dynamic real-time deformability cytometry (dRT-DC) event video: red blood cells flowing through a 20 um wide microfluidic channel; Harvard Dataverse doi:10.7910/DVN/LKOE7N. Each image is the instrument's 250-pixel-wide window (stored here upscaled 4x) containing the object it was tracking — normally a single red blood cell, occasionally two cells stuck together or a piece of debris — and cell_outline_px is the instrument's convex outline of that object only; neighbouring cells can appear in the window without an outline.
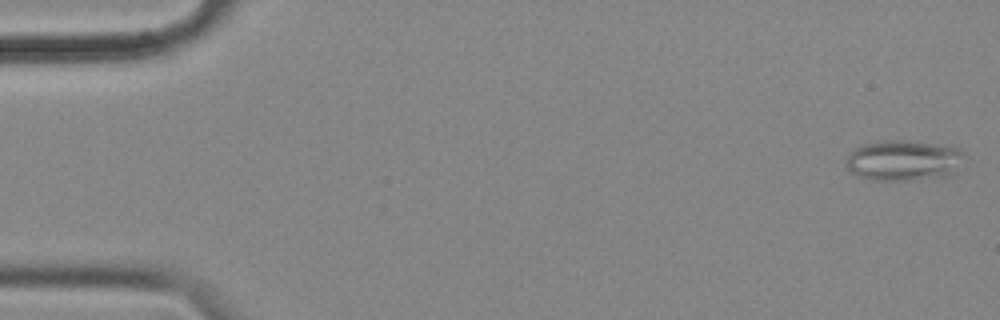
{"species": "common noctule bat (a hibernating species)", "species_latin": "Nyctalus noctula", "temperature_condition": "cold", "stored_images_in_passage": 56, "camera_frame_rate_fps": 3000, "um_per_image_px": 0.085, "animal": {"sex": "female", "body_mass_g": 18.4}, "frame": {"image": 1, "passage_image": 2, "time_ms": 0.333, "image_size_px": [1000, 320], "cell_outline_px": [[968, 156], [956, 172], [948, 176], [908, 180], [872, 180], [856, 176], [844, 164], [844, 160], [848, 152], [864, 144], [880, 140], [900, 140], [952, 144], [960, 148]], "centroid_in_image_um": [76.87, 13.61], "position_along_channel_um": 8.1, "area_um2": 29.02}}
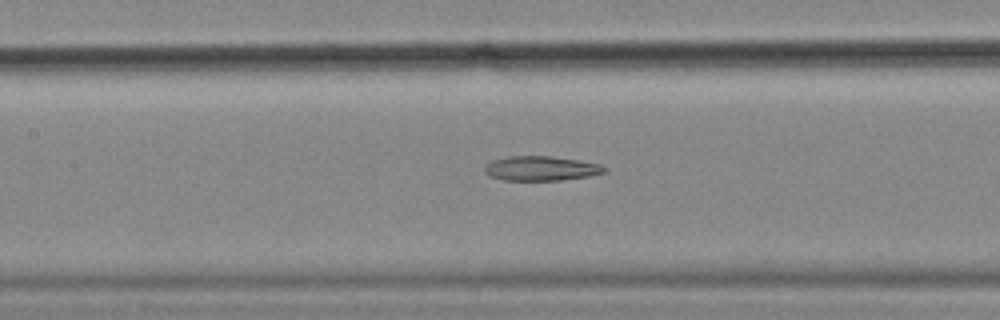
{"frame": {"image": 2, "passage_image": 26, "time_ms": 8.333, "image_size_px": [1000, 320], "cell_outline_px": [[608, 172], [588, 176], [560, 180], [504, 180], [488, 176], [484, 172], [484, 168], [492, 160], [508, 156], [548, 156], [576, 160], [600, 164], [608, 168]], "centroid_in_image_um": [45.99, 14.32], "position_along_channel_um": 161.4, "area_um2": 17.11}}
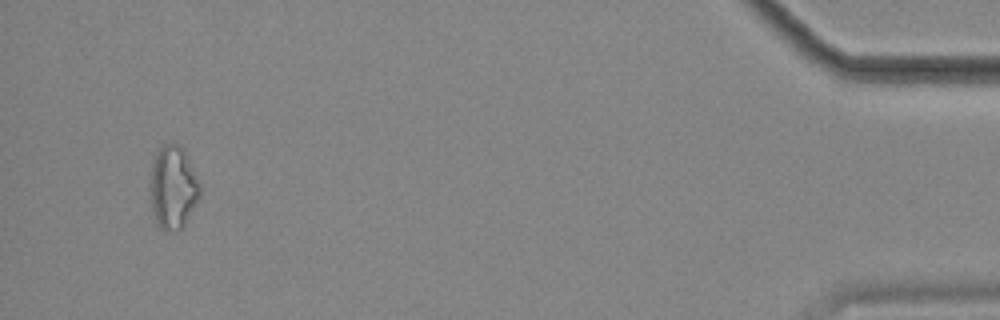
{"frame": {"image": 3, "passage_image": 54, "time_ms": 17.667, "image_size_px": [1000, 320], "cell_outline_px": [[200, 196], [184, 224], [180, 228], [164, 232], [156, 224], [152, 208], [148, 188], [152, 164], [160, 148], [164, 144], [180, 144], [184, 148], [200, 184]], "centroid_in_image_um": [14.68, 15.93], "position_along_channel_um": 420.5, "area_um2": 24.16}}